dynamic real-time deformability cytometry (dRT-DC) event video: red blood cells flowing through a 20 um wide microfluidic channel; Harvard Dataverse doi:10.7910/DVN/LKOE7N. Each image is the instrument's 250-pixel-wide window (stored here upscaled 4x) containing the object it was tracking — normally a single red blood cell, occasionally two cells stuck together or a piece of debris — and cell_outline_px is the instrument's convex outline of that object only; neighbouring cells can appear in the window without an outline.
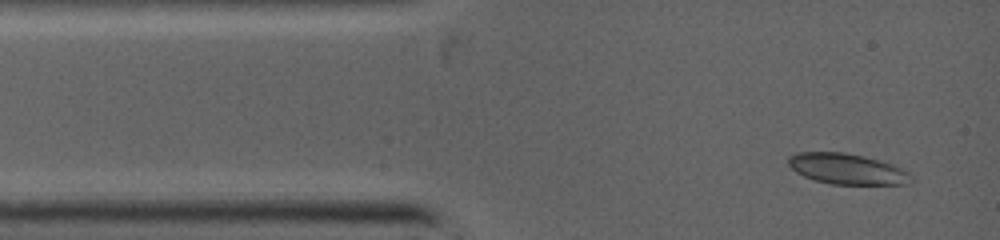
{"species": "common noctule bat (a hibernating species)", "species_latin": "Nyctalus noctula", "temperature_condition": "warm", "stored_images_in_passage": 4, "camera_frame_rate_fps": 5000, "um_per_image_px": 0.085, "animal": {"sex": "female", "body_mass_g": 19.0, "forearm_length_mm": 53.3}, "frame": {"image": 1, "passage_image": 1, "time_ms": 0.0, "image_size_px": [1000, 240], "cell_outline_px": [[912, 176], [904, 184], [832, 184], [816, 180], [804, 176], [796, 172], [788, 164], [788, 156], [800, 152], [844, 152], [876, 160], [900, 168]], "centroid_in_image_um": [71.9, 14.35], "position_along_channel_um": 13.1, "area_um2": 21.27}}